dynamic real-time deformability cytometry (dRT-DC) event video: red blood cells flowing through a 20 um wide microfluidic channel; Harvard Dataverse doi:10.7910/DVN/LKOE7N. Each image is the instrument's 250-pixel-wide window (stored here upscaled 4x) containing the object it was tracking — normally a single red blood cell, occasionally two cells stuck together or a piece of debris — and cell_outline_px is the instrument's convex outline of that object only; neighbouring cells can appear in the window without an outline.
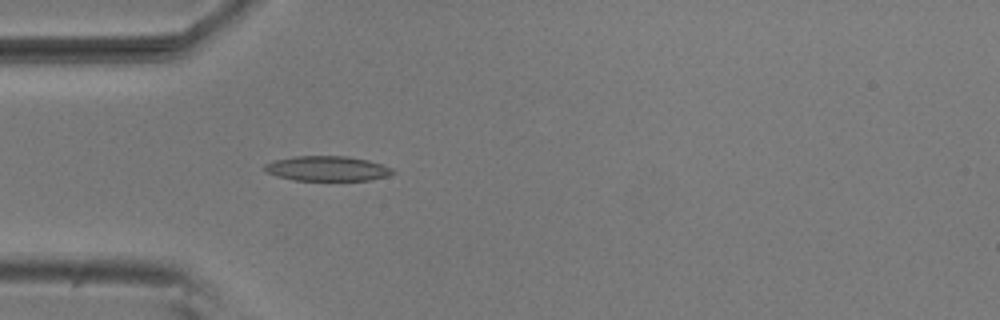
{"species": "common noctule bat (a hibernating species)", "species_latin": "Nyctalus noctula", "temperature_condition": "room temperature", "stored_images_in_passage": 4, "camera_frame_rate_fps": 3000, "um_per_image_px": 0.085, "animal": {"sex": "male", "body_mass_g": 20.5, "forearm_length_mm": 52.5}, "frame": {"image": 1, "passage_image": 4, "time_ms": 1.0, "image_size_px": [1000, 320], "cell_outline_px": [[396, 172], [388, 176], [368, 180], [292, 180], [276, 176], [264, 172], [264, 164], [272, 160], [296, 156], [348, 156], [368, 160], [392, 168]], "centroid_in_image_um": [27.77, 14.32], "position_along_channel_um": 57.2, "area_um2": 18.73}}